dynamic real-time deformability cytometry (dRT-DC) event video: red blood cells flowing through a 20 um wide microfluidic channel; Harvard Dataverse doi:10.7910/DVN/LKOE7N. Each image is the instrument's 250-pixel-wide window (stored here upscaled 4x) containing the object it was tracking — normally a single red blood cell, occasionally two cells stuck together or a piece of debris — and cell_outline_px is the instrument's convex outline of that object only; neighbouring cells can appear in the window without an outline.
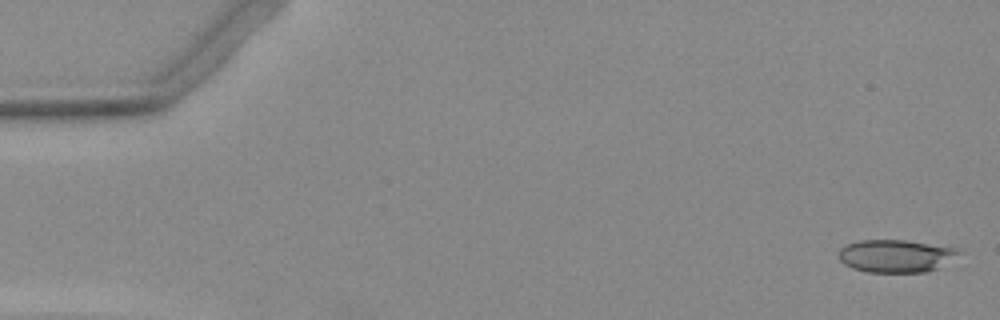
{"species": "Egyptian fruit bat (a non-hibernating species)", "species_latin": "Rousettus aegyptiacus", "temperature_condition": "warm", "stored_images_in_passage": 53, "camera_frame_rate_fps": 3000, "um_per_image_px": 0.085, "animal": {"sex": "female"}, "frame": {"image": 1, "passage_image": 2, "time_ms": 0.333, "image_size_px": [1000, 320], "cell_outline_px": [[960, 252], [936, 268], [924, 272], [868, 272], [852, 268], [844, 264], [840, 260], [840, 248], [848, 244], [860, 240], [904, 240], [956, 248]], "centroid_in_image_um": [76.07, 21.75], "position_along_channel_um": 8.9, "area_um2": 22.31}}
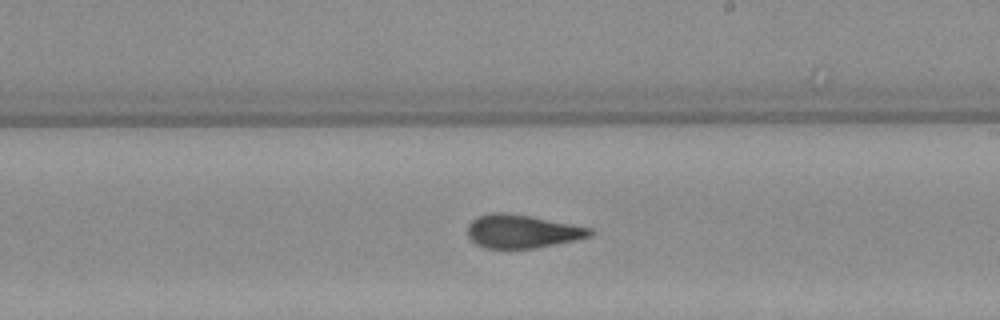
{"frame": {"image": 2, "passage_image": 31, "time_ms": 10.0, "image_size_px": [1000, 320], "cell_outline_px": [[596, 232], [592, 236], [576, 240], [536, 248], [484, 248], [476, 244], [468, 236], [468, 224], [472, 220], [480, 216], [492, 212], [504, 212], [528, 216], [592, 228]], "centroid_in_image_um": [44.4, 19.67], "position_along_channel_um": 244.6, "area_um2": 23.7}}
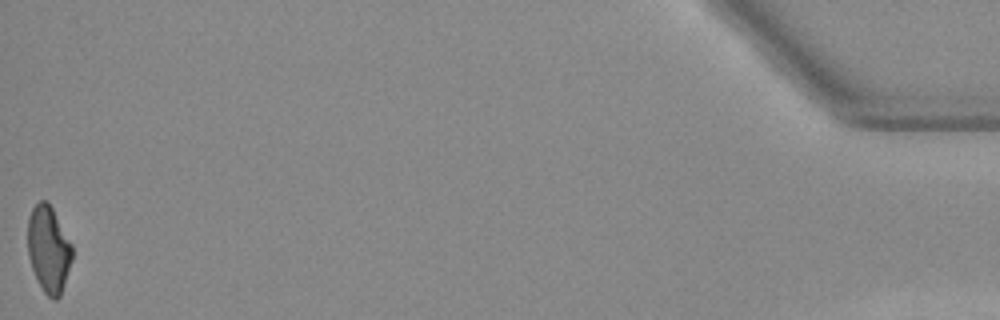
{"frame": {"image": 3, "passage_image": 53, "time_ms": 17.333, "image_size_px": [1000, 320], "cell_outline_px": [[72, 260], [60, 296], [56, 300], [52, 300], [44, 292], [32, 268], [28, 256], [28, 216], [32, 208], [40, 200], [48, 200], [72, 244]], "centroid_in_image_um": [4.13, 21.16], "position_along_channel_um": 431.1, "area_um2": 22.37}}